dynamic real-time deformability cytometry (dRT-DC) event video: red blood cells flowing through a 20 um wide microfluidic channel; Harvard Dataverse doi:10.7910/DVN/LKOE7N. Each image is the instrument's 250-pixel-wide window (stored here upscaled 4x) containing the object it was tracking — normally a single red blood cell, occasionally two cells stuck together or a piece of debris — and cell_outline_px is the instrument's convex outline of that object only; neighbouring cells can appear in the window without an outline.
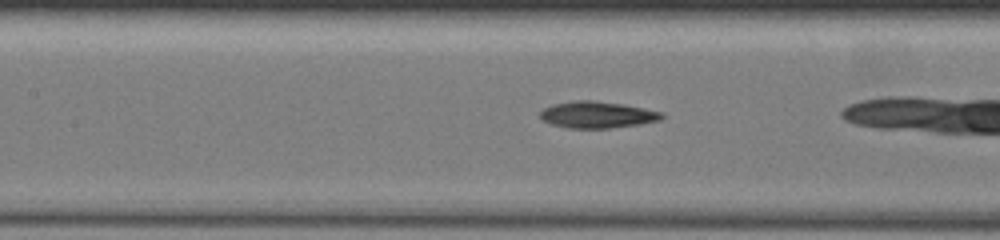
{"species": "common noctule bat (a hibernating species)", "species_latin": "Nyctalus noctula", "temperature_condition": "warm", "stored_images_in_passage": 47, "camera_frame_rate_fps": 3000, "um_per_image_px": 0.085, "animal": {"sex": "female", "body_mass_g": 19.5, "forearm_length_mm": 54.1}, "frame": {"image": 1, "passage_image": 31, "time_ms": 10.0, "image_size_px": [1000, 240], "cell_outline_px": [[664, 116], [660, 120], [640, 124], [608, 128], [568, 128], [552, 124], [540, 120], [540, 112], [544, 108], [552, 104], [572, 100], [592, 100], [620, 104], [660, 112]], "centroid_in_image_um": [50.68, 9.75], "position_along_channel_um": 156.7, "area_um2": 18.67}}
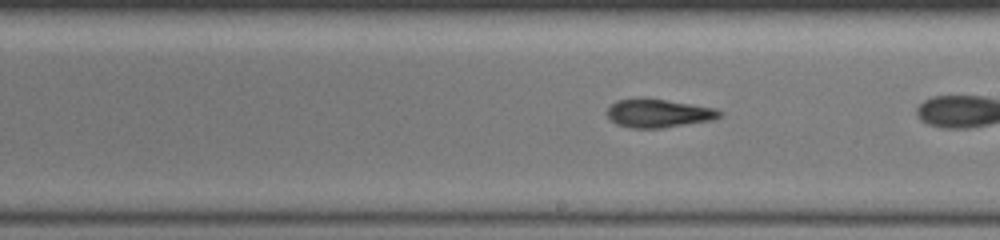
{"frame": {"image": 2, "passage_image": 38, "time_ms": 12.333, "image_size_px": [1000, 240], "cell_outline_px": [[724, 112], [720, 116], [712, 120], [660, 128], [632, 128], [616, 124], [608, 116], [608, 108], [612, 104], [620, 100], [664, 100], [716, 108]], "centroid_in_image_um": [56.02, 9.66], "position_along_channel_um": 233.0, "area_um2": 17.92}}
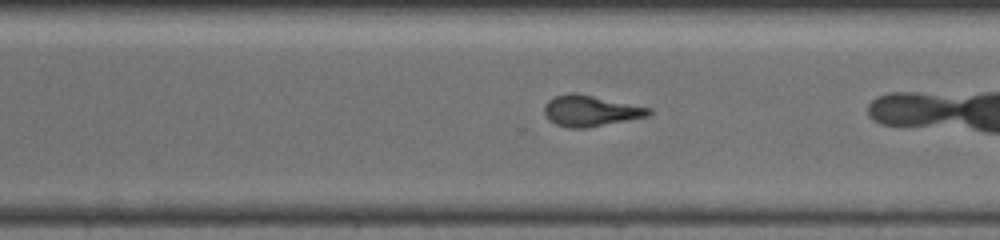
{"frame": {"image": 3, "passage_image": 46, "time_ms": 15.0, "image_size_px": [1000, 240], "cell_outline_px": [[652, 112], [648, 116], [588, 128], [568, 128], [556, 124], [548, 120], [544, 112], [544, 104], [548, 100], [556, 96], [572, 92], [576, 92], [652, 108]], "centroid_in_image_um": [50.18, 9.42], "position_along_channel_um": 320.4, "area_um2": 18.96}}